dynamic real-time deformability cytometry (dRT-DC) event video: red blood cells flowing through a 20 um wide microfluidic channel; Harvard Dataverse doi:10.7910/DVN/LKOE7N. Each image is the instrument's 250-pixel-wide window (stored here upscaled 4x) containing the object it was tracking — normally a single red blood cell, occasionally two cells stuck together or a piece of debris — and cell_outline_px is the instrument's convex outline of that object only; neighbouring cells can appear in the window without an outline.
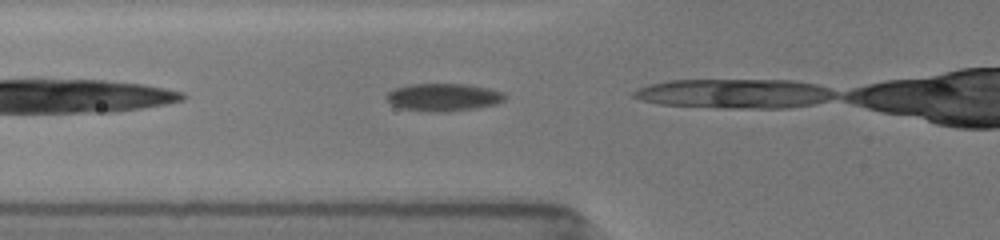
{"species": "common noctule bat (a hibernating species)", "species_latin": "Nyctalus noctula", "temperature_condition": "room temperature", "stored_images_in_passage": 8, "camera_frame_rate_fps": 3000, "um_per_image_px": 0.085, "animal": {"sex": "female", "body_mass_g": 19.5, "forearm_length_mm": 54.1}, "frame": {"image": 1, "passage_image": 3, "time_ms": 0.667, "image_size_px": [1000, 240], "cell_outline_px": [[504, 100], [496, 104], [476, 108], [444, 112], [428, 112], [404, 108], [392, 104], [384, 96], [388, 92], [396, 88], [408, 84], [464, 84], [488, 88], [504, 92]], "centroid_in_image_um": [37.69, 8.26], "position_along_channel_um": 88.1, "area_um2": 18.96}}